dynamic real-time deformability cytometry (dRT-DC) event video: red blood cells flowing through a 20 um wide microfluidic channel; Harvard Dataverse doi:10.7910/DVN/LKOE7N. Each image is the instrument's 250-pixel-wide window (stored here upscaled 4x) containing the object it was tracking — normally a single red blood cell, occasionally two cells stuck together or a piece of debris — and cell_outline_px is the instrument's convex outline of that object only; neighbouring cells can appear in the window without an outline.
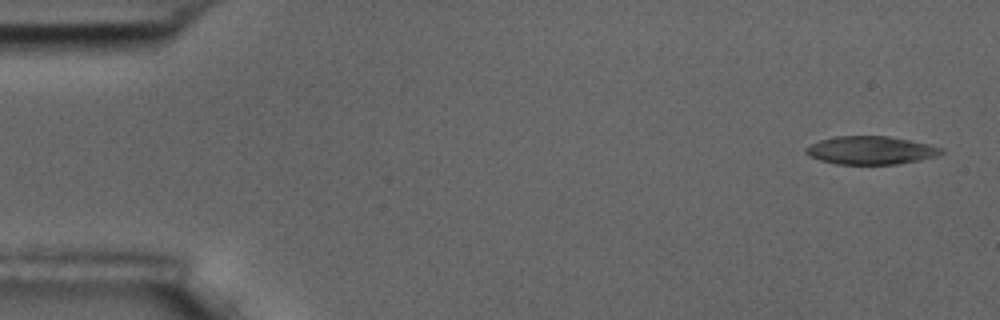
{"species": "common noctule bat (a hibernating species)", "species_latin": "Nyctalus noctula", "temperature_condition": "room temperature", "stored_images_in_passage": 54, "camera_frame_rate_fps": 3000, "um_per_image_px": 0.085, "animal": {"sex": "male", "body_mass_g": 17.5, "forearm_length_mm": 52.3}, "frame": {"image": 1, "passage_image": 1, "time_ms": 0.0, "image_size_px": [1000, 320], "cell_outline_px": [[944, 152], [936, 156], [920, 160], [896, 164], [836, 164], [820, 160], [808, 156], [804, 152], [804, 148], [820, 140], [836, 136], [888, 136], [928, 144], [944, 148]], "centroid_in_image_um": [74.0, 12.78], "position_along_channel_um": 11.0, "area_um2": 22.2}}
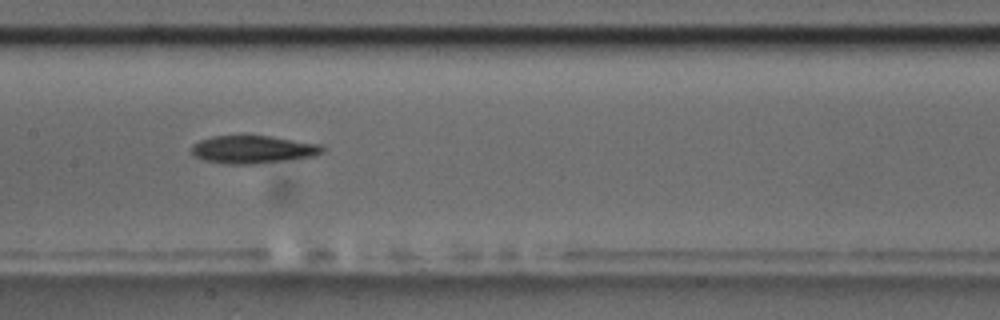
{"frame": {"image": 2, "passage_image": 26, "time_ms": 8.333, "image_size_px": [1000, 320], "cell_outline_px": [[324, 152], [316, 156], [256, 164], [224, 164], [204, 160], [196, 156], [192, 152], [192, 144], [200, 140], [212, 136], [268, 136], [320, 144], [324, 148]], "centroid_in_image_um": [21.51, 12.71], "position_along_channel_um": 185.9, "area_um2": 21.15}}
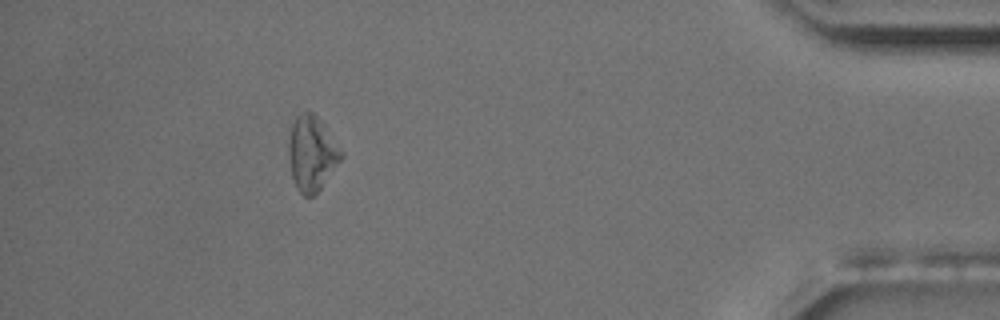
{"frame": {"image": 3, "passage_image": 49, "time_ms": 16.0, "image_size_px": [1000, 320], "cell_outline_px": [[344, 156], [320, 188], [312, 196], [304, 196], [296, 188], [292, 176], [288, 156], [288, 136], [292, 124], [296, 116], [300, 112], [312, 112], [316, 116], [344, 152]], "centroid_in_image_um": [26.48, 13.03], "position_along_channel_um": 408.7, "area_um2": 22.77}, "authors_computed_cell_mechanics": {"area_um2": 21.8484, "velocity_mm_per_s": 3.6065, "shape_relaxation_time_tau1_ms": 2.3623, "shape_relaxation_time_tau2_ms": null, "deformation_change_tau1": 0.1056, "deformation_change_tau2": null}}